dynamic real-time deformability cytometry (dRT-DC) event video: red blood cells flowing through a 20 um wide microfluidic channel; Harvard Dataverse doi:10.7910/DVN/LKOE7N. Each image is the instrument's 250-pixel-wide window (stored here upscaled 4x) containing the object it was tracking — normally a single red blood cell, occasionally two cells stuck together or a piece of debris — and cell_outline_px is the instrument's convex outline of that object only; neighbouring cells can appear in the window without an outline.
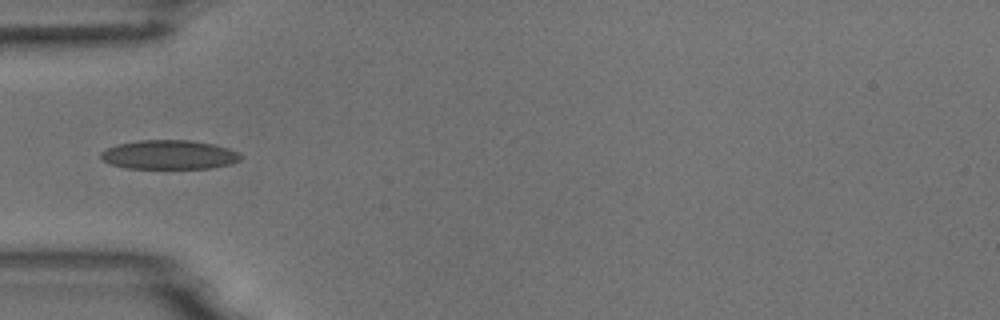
{"species": "common noctule bat (a hibernating species)", "species_latin": "Nyctalus noctula", "temperature_condition": "room temperature", "stored_images_in_passage": 5, "camera_frame_rate_fps": 3000, "um_per_image_px": 0.085, "animal": {"sex": "male", "body_mass_g": 18.8}, "frame": {"image": 1, "passage_image": 5, "time_ms": 5.333, "image_size_px": [1000, 320], "cell_outline_px": [[240, 160], [232, 164], [212, 168], [128, 168], [112, 164], [104, 160], [100, 156], [100, 152], [116, 144], [136, 140], [188, 140], [212, 144], [228, 148], [240, 152]], "centroid_in_image_um": [14.39, 13.15], "position_along_channel_um": 70.6, "area_um2": 23.7}}